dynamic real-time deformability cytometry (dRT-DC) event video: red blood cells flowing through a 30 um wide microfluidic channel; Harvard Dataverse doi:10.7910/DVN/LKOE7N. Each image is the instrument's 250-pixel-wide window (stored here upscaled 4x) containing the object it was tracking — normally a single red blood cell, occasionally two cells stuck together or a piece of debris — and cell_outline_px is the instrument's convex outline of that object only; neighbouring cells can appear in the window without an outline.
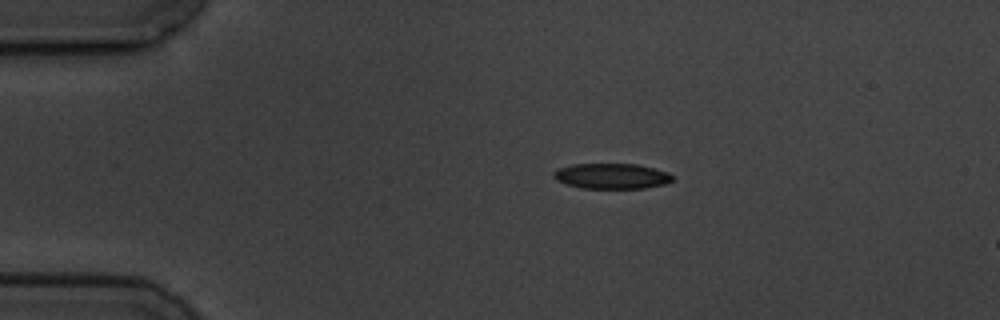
{"species": "common noctule bat (a hibernating species)", "species_latin": "Nyctalus noctula", "temperature_condition": "cold", "stored_images_in_passage": 4, "segment_of_instrument_passage": [1, 2], "camera_frame_rate_fps": 3000, "um_per_image_px": 0.085, "animal": {"sex": "male", "body_mass_g": 19.5, "forearm_length_mm": 54.6}, "frame": {"image": 1, "passage_image": 2, "time_ms": 2.0, "image_size_px": [1000, 320], "cell_outline_px": [[672, 180], [664, 184], [644, 188], [580, 188], [556, 180], [552, 176], [552, 172], [560, 168], [572, 164], [636, 164], [668, 172], [672, 176]], "centroid_in_image_um": [51.95, 14.96], "position_along_channel_um": 33.0, "area_um2": 17.46}}